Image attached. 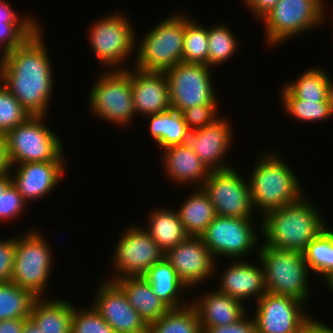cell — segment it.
Here are the masks:
<instances>
[{
  "instance_id": "35",
  "label": "cell",
  "mask_w": 333,
  "mask_h": 333,
  "mask_svg": "<svg viewBox=\"0 0 333 333\" xmlns=\"http://www.w3.org/2000/svg\"><path fill=\"white\" fill-rule=\"evenodd\" d=\"M225 24L210 25L208 28V66L211 68L226 63L240 46L235 33Z\"/></svg>"
},
{
  "instance_id": "20",
  "label": "cell",
  "mask_w": 333,
  "mask_h": 333,
  "mask_svg": "<svg viewBox=\"0 0 333 333\" xmlns=\"http://www.w3.org/2000/svg\"><path fill=\"white\" fill-rule=\"evenodd\" d=\"M256 264L248 261V258L229 261L228 267L220 271L223 273H220L216 289L244 305L250 298H256L257 302L267 291L262 265L259 260Z\"/></svg>"
},
{
  "instance_id": "21",
  "label": "cell",
  "mask_w": 333,
  "mask_h": 333,
  "mask_svg": "<svg viewBox=\"0 0 333 333\" xmlns=\"http://www.w3.org/2000/svg\"><path fill=\"white\" fill-rule=\"evenodd\" d=\"M131 87L136 116L143 118L171 109L165 72L143 71L131 67Z\"/></svg>"
},
{
  "instance_id": "19",
  "label": "cell",
  "mask_w": 333,
  "mask_h": 333,
  "mask_svg": "<svg viewBox=\"0 0 333 333\" xmlns=\"http://www.w3.org/2000/svg\"><path fill=\"white\" fill-rule=\"evenodd\" d=\"M66 161L27 162L12 166L13 184L28 203L42 199L58 186L65 173ZM16 167V168H15Z\"/></svg>"
},
{
  "instance_id": "41",
  "label": "cell",
  "mask_w": 333,
  "mask_h": 333,
  "mask_svg": "<svg viewBox=\"0 0 333 333\" xmlns=\"http://www.w3.org/2000/svg\"><path fill=\"white\" fill-rule=\"evenodd\" d=\"M218 105V103L203 104L184 110L182 115L189 131L206 127L219 118Z\"/></svg>"
},
{
  "instance_id": "45",
  "label": "cell",
  "mask_w": 333,
  "mask_h": 333,
  "mask_svg": "<svg viewBox=\"0 0 333 333\" xmlns=\"http://www.w3.org/2000/svg\"><path fill=\"white\" fill-rule=\"evenodd\" d=\"M280 0H248L245 6L251 11L254 19L260 20L270 11Z\"/></svg>"
},
{
  "instance_id": "42",
  "label": "cell",
  "mask_w": 333,
  "mask_h": 333,
  "mask_svg": "<svg viewBox=\"0 0 333 333\" xmlns=\"http://www.w3.org/2000/svg\"><path fill=\"white\" fill-rule=\"evenodd\" d=\"M0 239V282L11 281L15 258V236Z\"/></svg>"
},
{
  "instance_id": "14",
  "label": "cell",
  "mask_w": 333,
  "mask_h": 333,
  "mask_svg": "<svg viewBox=\"0 0 333 333\" xmlns=\"http://www.w3.org/2000/svg\"><path fill=\"white\" fill-rule=\"evenodd\" d=\"M210 66L179 63L167 70L171 109L183 112L193 106L219 103Z\"/></svg>"
},
{
  "instance_id": "12",
  "label": "cell",
  "mask_w": 333,
  "mask_h": 333,
  "mask_svg": "<svg viewBox=\"0 0 333 333\" xmlns=\"http://www.w3.org/2000/svg\"><path fill=\"white\" fill-rule=\"evenodd\" d=\"M121 232L111 255V270L113 274L108 278L109 281L128 277L143 276L145 272L155 263L164 258V252L157 243L151 238L144 227L128 225Z\"/></svg>"
},
{
  "instance_id": "44",
  "label": "cell",
  "mask_w": 333,
  "mask_h": 333,
  "mask_svg": "<svg viewBox=\"0 0 333 333\" xmlns=\"http://www.w3.org/2000/svg\"><path fill=\"white\" fill-rule=\"evenodd\" d=\"M33 16H20L6 0H0V22H38Z\"/></svg>"
},
{
  "instance_id": "49",
  "label": "cell",
  "mask_w": 333,
  "mask_h": 333,
  "mask_svg": "<svg viewBox=\"0 0 333 333\" xmlns=\"http://www.w3.org/2000/svg\"><path fill=\"white\" fill-rule=\"evenodd\" d=\"M23 333H42L40 328L30 319H26L23 326Z\"/></svg>"
},
{
  "instance_id": "26",
  "label": "cell",
  "mask_w": 333,
  "mask_h": 333,
  "mask_svg": "<svg viewBox=\"0 0 333 333\" xmlns=\"http://www.w3.org/2000/svg\"><path fill=\"white\" fill-rule=\"evenodd\" d=\"M143 277L152 286L154 293L170 308H180L190 301L182 297L189 288L178 278L175 269L163 258L149 268Z\"/></svg>"
},
{
  "instance_id": "37",
  "label": "cell",
  "mask_w": 333,
  "mask_h": 333,
  "mask_svg": "<svg viewBox=\"0 0 333 333\" xmlns=\"http://www.w3.org/2000/svg\"><path fill=\"white\" fill-rule=\"evenodd\" d=\"M27 204L13 184L11 172L0 175V223L19 218Z\"/></svg>"
},
{
  "instance_id": "25",
  "label": "cell",
  "mask_w": 333,
  "mask_h": 333,
  "mask_svg": "<svg viewBox=\"0 0 333 333\" xmlns=\"http://www.w3.org/2000/svg\"><path fill=\"white\" fill-rule=\"evenodd\" d=\"M74 304L60 298H37L29 318L42 333H71Z\"/></svg>"
},
{
  "instance_id": "11",
  "label": "cell",
  "mask_w": 333,
  "mask_h": 333,
  "mask_svg": "<svg viewBox=\"0 0 333 333\" xmlns=\"http://www.w3.org/2000/svg\"><path fill=\"white\" fill-rule=\"evenodd\" d=\"M257 223L254 219L216 216L201 238L215 259L222 256L226 260H246L245 257L252 255V251L258 253L260 249L261 243L257 242L262 240L258 237L261 234V219ZM256 225L260 228L258 232Z\"/></svg>"
},
{
  "instance_id": "31",
  "label": "cell",
  "mask_w": 333,
  "mask_h": 333,
  "mask_svg": "<svg viewBox=\"0 0 333 333\" xmlns=\"http://www.w3.org/2000/svg\"><path fill=\"white\" fill-rule=\"evenodd\" d=\"M281 105L295 121L322 122L333 118V102L306 101L296 98L285 86L281 87Z\"/></svg>"
},
{
  "instance_id": "16",
  "label": "cell",
  "mask_w": 333,
  "mask_h": 333,
  "mask_svg": "<svg viewBox=\"0 0 333 333\" xmlns=\"http://www.w3.org/2000/svg\"><path fill=\"white\" fill-rule=\"evenodd\" d=\"M164 258L190 291L216 275L218 261L210 253L201 237L189 236L175 247L168 249L164 253Z\"/></svg>"
},
{
  "instance_id": "27",
  "label": "cell",
  "mask_w": 333,
  "mask_h": 333,
  "mask_svg": "<svg viewBox=\"0 0 333 333\" xmlns=\"http://www.w3.org/2000/svg\"><path fill=\"white\" fill-rule=\"evenodd\" d=\"M171 208H155L143 226L164 253L189 237L177 210Z\"/></svg>"
},
{
  "instance_id": "28",
  "label": "cell",
  "mask_w": 333,
  "mask_h": 333,
  "mask_svg": "<svg viewBox=\"0 0 333 333\" xmlns=\"http://www.w3.org/2000/svg\"><path fill=\"white\" fill-rule=\"evenodd\" d=\"M191 190L190 196H187L176 210L187 234L201 237L217 215L202 187H193Z\"/></svg>"
},
{
  "instance_id": "2",
  "label": "cell",
  "mask_w": 333,
  "mask_h": 333,
  "mask_svg": "<svg viewBox=\"0 0 333 333\" xmlns=\"http://www.w3.org/2000/svg\"><path fill=\"white\" fill-rule=\"evenodd\" d=\"M309 200L308 194H304L299 200L261 216L262 243L303 253L307 244L329 226L318 207Z\"/></svg>"
},
{
  "instance_id": "39",
  "label": "cell",
  "mask_w": 333,
  "mask_h": 333,
  "mask_svg": "<svg viewBox=\"0 0 333 333\" xmlns=\"http://www.w3.org/2000/svg\"><path fill=\"white\" fill-rule=\"evenodd\" d=\"M40 22H0L1 55L20 46L39 27ZM3 45V46H2Z\"/></svg>"
},
{
  "instance_id": "38",
  "label": "cell",
  "mask_w": 333,
  "mask_h": 333,
  "mask_svg": "<svg viewBox=\"0 0 333 333\" xmlns=\"http://www.w3.org/2000/svg\"><path fill=\"white\" fill-rule=\"evenodd\" d=\"M30 116L31 114L0 81V133L7 134Z\"/></svg>"
},
{
  "instance_id": "46",
  "label": "cell",
  "mask_w": 333,
  "mask_h": 333,
  "mask_svg": "<svg viewBox=\"0 0 333 333\" xmlns=\"http://www.w3.org/2000/svg\"><path fill=\"white\" fill-rule=\"evenodd\" d=\"M11 169L6 134L0 133V175L11 172Z\"/></svg>"
},
{
  "instance_id": "7",
  "label": "cell",
  "mask_w": 333,
  "mask_h": 333,
  "mask_svg": "<svg viewBox=\"0 0 333 333\" xmlns=\"http://www.w3.org/2000/svg\"><path fill=\"white\" fill-rule=\"evenodd\" d=\"M49 245L42 232L35 228L15 236V258L11 281L29 290L37 298L45 296L49 277L52 275L55 253Z\"/></svg>"
},
{
  "instance_id": "23",
  "label": "cell",
  "mask_w": 333,
  "mask_h": 333,
  "mask_svg": "<svg viewBox=\"0 0 333 333\" xmlns=\"http://www.w3.org/2000/svg\"><path fill=\"white\" fill-rule=\"evenodd\" d=\"M214 289L204 292L201 297L198 295L190 299L197 311L201 327L232 324L248 312L247 306L242 302Z\"/></svg>"
},
{
  "instance_id": "48",
  "label": "cell",
  "mask_w": 333,
  "mask_h": 333,
  "mask_svg": "<svg viewBox=\"0 0 333 333\" xmlns=\"http://www.w3.org/2000/svg\"><path fill=\"white\" fill-rule=\"evenodd\" d=\"M26 319H6L0 321V333H23Z\"/></svg>"
},
{
  "instance_id": "3",
  "label": "cell",
  "mask_w": 333,
  "mask_h": 333,
  "mask_svg": "<svg viewBox=\"0 0 333 333\" xmlns=\"http://www.w3.org/2000/svg\"><path fill=\"white\" fill-rule=\"evenodd\" d=\"M256 162L248 177L256 213L263 216L268 211L299 200L305 194L301 179L279 153L264 151Z\"/></svg>"
},
{
  "instance_id": "17",
  "label": "cell",
  "mask_w": 333,
  "mask_h": 333,
  "mask_svg": "<svg viewBox=\"0 0 333 333\" xmlns=\"http://www.w3.org/2000/svg\"><path fill=\"white\" fill-rule=\"evenodd\" d=\"M101 281L91 304L93 308L116 333H147L148 325L130 305L122 289L114 281Z\"/></svg>"
},
{
  "instance_id": "32",
  "label": "cell",
  "mask_w": 333,
  "mask_h": 333,
  "mask_svg": "<svg viewBox=\"0 0 333 333\" xmlns=\"http://www.w3.org/2000/svg\"><path fill=\"white\" fill-rule=\"evenodd\" d=\"M147 333H203L195 307L189 302L170 308L157 321L148 325Z\"/></svg>"
},
{
  "instance_id": "30",
  "label": "cell",
  "mask_w": 333,
  "mask_h": 333,
  "mask_svg": "<svg viewBox=\"0 0 333 333\" xmlns=\"http://www.w3.org/2000/svg\"><path fill=\"white\" fill-rule=\"evenodd\" d=\"M306 69L296 80L284 86L296 97L306 101L333 102V80L321 67ZM325 71V72H324Z\"/></svg>"
},
{
  "instance_id": "34",
  "label": "cell",
  "mask_w": 333,
  "mask_h": 333,
  "mask_svg": "<svg viewBox=\"0 0 333 333\" xmlns=\"http://www.w3.org/2000/svg\"><path fill=\"white\" fill-rule=\"evenodd\" d=\"M303 256L309 270L312 274L317 273L320 279L333 271V228L328 226L314 237L307 244Z\"/></svg>"
},
{
  "instance_id": "9",
  "label": "cell",
  "mask_w": 333,
  "mask_h": 333,
  "mask_svg": "<svg viewBox=\"0 0 333 333\" xmlns=\"http://www.w3.org/2000/svg\"><path fill=\"white\" fill-rule=\"evenodd\" d=\"M326 0H280L260 21L265 26L266 44L278 46L323 25Z\"/></svg>"
},
{
  "instance_id": "22",
  "label": "cell",
  "mask_w": 333,
  "mask_h": 333,
  "mask_svg": "<svg viewBox=\"0 0 333 333\" xmlns=\"http://www.w3.org/2000/svg\"><path fill=\"white\" fill-rule=\"evenodd\" d=\"M162 151L163 172L168 180L173 181L176 185L192 184L191 187H202L210 171L204 166L189 143L171 146Z\"/></svg>"
},
{
  "instance_id": "5",
  "label": "cell",
  "mask_w": 333,
  "mask_h": 333,
  "mask_svg": "<svg viewBox=\"0 0 333 333\" xmlns=\"http://www.w3.org/2000/svg\"><path fill=\"white\" fill-rule=\"evenodd\" d=\"M264 270L266 291L271 294L291 296L305 304L309 302V273L303 253L281 250L260 244L256 253Z\"/></svg>"
},
{
  "instance_id": "47",
  "label": "cell",
  "mask_w": 333,
  "mask_h": 333,
  "mask_svg": "<svg viewBox=\"0 0 333 333\" xmlns=\"http://www.w3.org/2000/svg\"><path fill=\"white\" fill-rule=\"evenodd\" d=\"M313 316L304 324L301 333H333V327L328 326L324 321L321 322L316 316Z\"/></svg>"
},
{
  "instance_id": "18",
  "label": "cell",
  "mask_w": 333,
  "mask_h": 333,
  "mask_svg": "<svg viewBox=\"0 0 333 333\" xmlns=\"http://www.w3.org/2000/svg\"><path fill=\"white\" fill-rule=\"evenodd\" d=\"M233 140L231 122L220 116L206 127L191 131L188 143L209 171H223L233 166L225 159Z\"/></svg>"
},
{
  "instance_id": "43",
  "label": "cell",
  "mask_w": 333,
  "mask_h": 333,
  "mask_svg": "<svg viewBox=\"0 0 333 333\" xmlns=\"http://www.w3.org/2000/svg\"><path fill=\"white\" fill-rule=\"evenodd\" d=\"M201 328L203 333H257L254 319L248 315V312L235 323Z\"/></svg>"
},
{
  "instance_id": "10",
  "label": "cell",
  "mask_w": 333,
  "mask_h": 333,
  "mask_svg": "<svg viewBox=\"0 0 333 333\" xmlns=\"http://www.w3.org/2000/svg\"><path fill=\"white\" fill-rule=\"evenodd\" d=\"M46 118L31 115L6 134L12 166L27 162L65 161L63 142L47 126Z\"/></svg>"
},
{
  "instance_id": "24",
  "label": "cell",
  "mask_w": 333,
  "mask_h": 333,
  "mask_svg": "<svg viewBox=\"0 0 333 333\" xmlns=\"http://www.w3.org/2000/svg\"><path fill=\"white\" fill-rule=\"evenodd\" d=\"M122 289L130 305L147 325L157 321L170 307L153 291L143 276H128L114 280Z\"/></svg>"
},
{
  "instance_id": "13",
  "label": "cell",
  "mask_w": 333,
  "mask_h": 333,
  "mask_svg": "<svg viewBox=\"0 0 333 333\" xmlns=\"http://www.w3.org/2000/svg\"><path fill=\"white\" fill-rule=\"evenodd\" d=\"M234 167L223 171H210L202 185L217 216L255 219L249 179Z\"/></svg>"
},
{
  "instance_id": "15",
  "label": "cell",
  "mask_w": 333,
  "mask_h": 333,
  "mask_svg": "<svg viewBox=\"0 0 333 333\" xmlns=\"http://www.w3.org/2000/svg\"><path fill=\"white\" fill-rule=\"evenodd\" d=\"M255 303L252 317L257 333H301L312 317L304 308L306 304L291 296L266 292Z\"/></svg>"
},
{
  "instance_id": "50",
  "label": "cell",
  "mask_w": 333,
  "mask_h": 333,
  "mask_svg": "<svg viewBox=\"0 0 333 333\" xmlns=\"http://www.w3.org/2000/svg\"><path fill=\"white\" fill-rule=\"evenodd\" d=\"M322 282L323 285H325V287L327 286V290L332 292L331 294H333V271H330L328 274H326L323 278H322Z\"/></svg>"
},
{
  "instance_id": "1",
  "label": "cell",
  "mask_w": 333,
  "mask_h": 333,
  "mask_svg": "<svg viewBox=\"0 0 333 333\" xmlns=\"http://www.w3.org/2000/svg\"><path fill=\"white\" fill-rule=\"evenodd\" d=\"M41 27L20 46L0 55V81L34 116L48 115L54 92L52 61Z\"/></svg>"
},
{
  "instance_id": "4",
  "label": "cell",
  "mask_w": 333,
  "mask_h": 333,
  "mask_svg": "<svg viewBox=\"0 0 333 333\" xmlns=\"http://www.w3.org/2000/svg\"><path fill=\"white\" fill-rule=\"evenodd\" d=\"M187 14V15H186ZM188 13L175 12L150 28L136 43L134 68L143 71L166 72L182 62L185 24ZM135 62V63H134Z\"/></svg>"
},
{
  "instance_id": "6",
  "label": "cell",
  "mask_w": 333,
  "mask_h": 333,
  "mask_svg": "<svg viewBox=\"0 0 333 333\" xmlns=\"http://www.w3.org/2000/svg\"><path fill=\"white\" fill-rule=\"evenodd\" d=\"M131 22L124 13L116 11L99 17L88 27L91 50L103 70L128 69L124 62L131 55H136L137 43L135 27Z\"/></svg>"
},
{
  "instance_id": "40",
  "label": "cell",
  "mask_w": 333,
  "mask_h": 333,
  "mask_svg": "<svg viewBox=\"0 0 333 333\" xmlns=\"http://www.w3.org/2000/svg\"><path fill=\"white\" fill-rule=\"evenodd\" d=\"M71 333H116L113 328L90 307L78 308L74 305Z\"/></svg>"
},
{
  "instance_id": "8",
  "label": "cell",
  "mask_w": 333,
  "mask_h": 333,
  "mask_svg": "<svg viewBox=\"0 0 333 333\" xmlns=\"http://www.w3.org/2000/svg\"><path fill=\"white\" fill-rule=\"evenodd\" d=\"M89 91L91 113L105 122L125 128L136 116L132 87L131 68L103 70Z\"/></svg>"
},
{
  "instance_id": "33",
  "label": "cell",
  "mask_w": 333,
  "mask_h": 333,
  "mask_svg": "<svg viewBox=\"0 0 333 333\" xmlns=\"http://www.w3.org/2000/svg\"><path fill=\"white\" fill-rule=\"evenodd\" d=\"M37 297L12 281L0 282V321L28 319Z\"/></svg>"
},
{
  "instance_id": "29",
  "label": "cell",
  "mask_w": 333,
  "mask_h": 333,
  "mask_svg": "<svg viewBox=\"0 0 333 333\" xmlns=\"http://www.w3.org/2000/svg\"><path fill=\"white\" fill-rule=\"evenodd\" d=\"M146 117L150 136L159 149L188 143L190 131L181 112L170 109Z\"/></svg>"
},
{
  "instance_id": "36",
  "label": "cell",
  "mask_w": 333,
  "mask_h": 333,
  "mask_svg": "<svg viewBox=\"0 0 333 333\" xmlns=\"http://www.w3.org/2000/svg\"><path fill=\"white\" fill-rule=\"evenodd\" d=\"M195 20L185 24L182 62L208 66V28Z\"/></svg>"
}]
</instances>
